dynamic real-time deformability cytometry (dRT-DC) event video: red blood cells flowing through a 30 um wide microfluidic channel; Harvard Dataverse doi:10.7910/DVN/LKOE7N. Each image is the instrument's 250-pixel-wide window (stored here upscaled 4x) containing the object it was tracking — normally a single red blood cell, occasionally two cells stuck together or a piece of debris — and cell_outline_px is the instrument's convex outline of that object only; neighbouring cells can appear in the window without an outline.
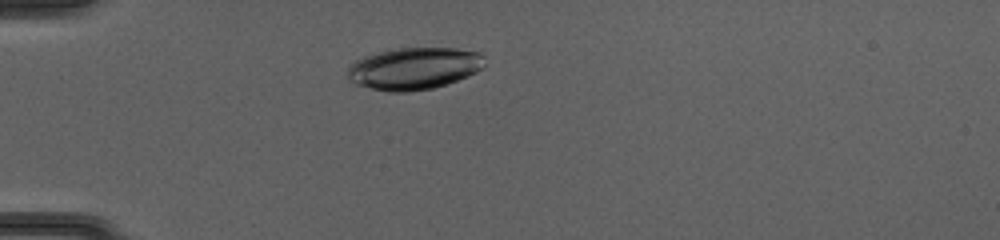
{"species": "common noctule bat (a hibernating species)", "species_latin": "Nyctalus noctula", "temperature_condition": "cold", "stored_images_in_passage": 32, "camera_frame_rate_fps": 3000, "um_per_image_px": 0.085, "animal": {"sex": "female", "body_mass_g": 20.0, "forearm_length_mm": 54.0}, "frame": {"image": 1, "passage_image": 1, "time_ms": 0.0, "image_size_px": [1000, 240], "cell_outline_px": [[484, 64], [476, 72], [468, 76], [432, 88], [408, 92], [388, 92], [356, 84], [348, 80], [348, 68], [356, 60], [364, 56], [380, 52], [400, 48], [456, 48], [480, 52], [484, 56]], "centroid_in_image_um": [35.2, 5.82], "position_along_channel_um": 49.8, "area_um2": 33.35}}
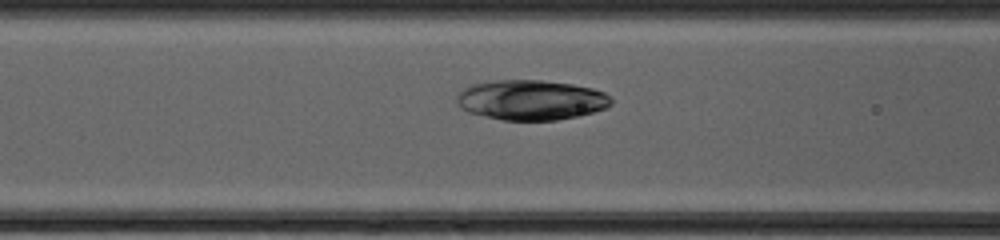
{"frame": {"image": 2, "passage_image": 8, "time_ms": 2.333, "image_size_px": [1000, 240], "cell_outline_px": [[612, 104], [604, 108], [580, 116], [556, 120], [504, 120], [468, 112], [460, 108], [456, 100], [456, 96], [464, 88], [472, 84], [496, 80], [540, 80], [572, 84], [592, 88], [604, 92], [612, 100]], "centroid_in_image_um": [45.13, 8.5], "position_along_channel_um": 121.5, "area_um2": 35.95}}
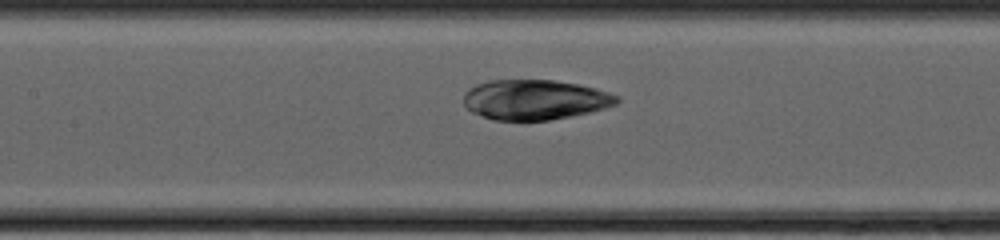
{"frame": {"image": 3, "passage_image": 11, "time_ms": 3.333, "image_size_px": [1000, 240], "cell_outline_px": [[620, 100], [616, 104], [604, 108], [588, 112], [548, 120], [492, 120], [472, 112], [464, 104], [464, 92], [468, 88], [476, 84], [488, 80], [552, 80], [576, 84], [596, 88], [620, 96]], "centroid_in_image_um": [45.44, 8.46], "position_along_channel_um": 162.0, "area_um2": 35.66}}